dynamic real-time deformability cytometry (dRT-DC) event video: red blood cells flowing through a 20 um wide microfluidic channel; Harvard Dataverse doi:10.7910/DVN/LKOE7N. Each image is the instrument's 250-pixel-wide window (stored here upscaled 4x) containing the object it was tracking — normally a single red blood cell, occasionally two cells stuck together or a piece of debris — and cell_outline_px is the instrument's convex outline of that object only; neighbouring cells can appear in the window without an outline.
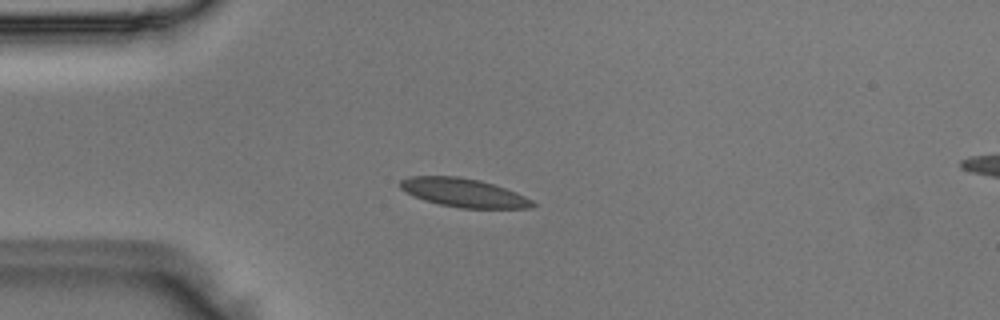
{"species": "Egyptian fruit bat (a non-hibernating species)", "species_latin": "Rousettus aegyptiacus", "temperature_condition": "room temperature", "stored_images_in_passage": 4, "camera_frame_rate_fps": 3000, "um_per_image_px": 0.085, "animal": {"sex": "male"}, "frame": {"image": 1, "passage_image": 3, "time_ms": 0.667, "image_size_px": [1000, 320], "cell_outline_px": [[536, 204], [532, 208], [460, 208], [440, 204], [424, 200], [400, 188], [400, 180], [408, 176], [456, 176], [480, 180], [516, 192], [532, 200]], "centroid_in_image_um": [39.42, 16.38], "position_along_channel_um": 45.6, "area_um2": 21.85}}